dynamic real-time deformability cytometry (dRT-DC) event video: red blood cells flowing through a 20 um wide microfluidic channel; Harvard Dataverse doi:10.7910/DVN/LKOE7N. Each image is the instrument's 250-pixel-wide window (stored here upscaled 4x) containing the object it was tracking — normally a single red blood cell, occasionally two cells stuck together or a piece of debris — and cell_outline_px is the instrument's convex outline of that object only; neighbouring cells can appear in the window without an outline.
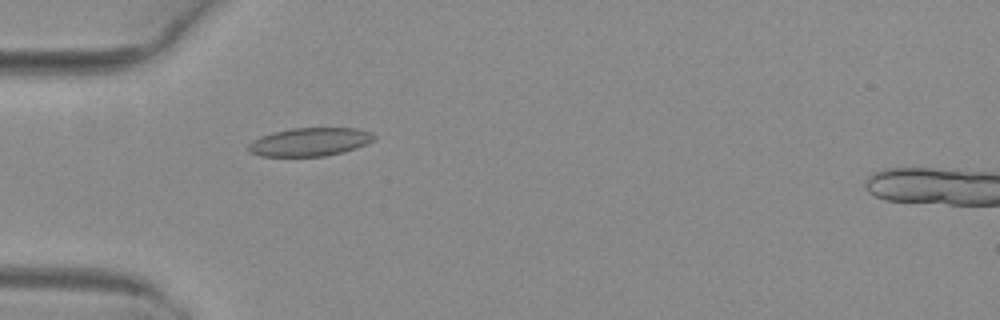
{"species": "common noctule bat (a hibernating species)", "species_latin": "Nyctalus noctula", "temperature_condition": "warm", "stored_images_in_passage": 3, "camera_frame_rate_fps": 3000, "um_per_image_px": 0.085, "animal": {"sex": "female", "body_mass_g": 29.2, "forearm_length_mm": 56.3}, "frame": {"image": 1, "passage_image": 2, "time_ms": 0.333, "image_size_px": [1000, 320], "cell_outline_px": [[376, 136], [368, 144], [344, 152], [324, 156], [260, 156], [248, 152], [248, 144], [252, 140], [260, 136], [272, 132], [292, 128], [356, 128], [372, 132]], "centroid_in_image_um": [26.32, 12.06], "position_along_channel_um": 58.7, "area_um2": 20.92}}